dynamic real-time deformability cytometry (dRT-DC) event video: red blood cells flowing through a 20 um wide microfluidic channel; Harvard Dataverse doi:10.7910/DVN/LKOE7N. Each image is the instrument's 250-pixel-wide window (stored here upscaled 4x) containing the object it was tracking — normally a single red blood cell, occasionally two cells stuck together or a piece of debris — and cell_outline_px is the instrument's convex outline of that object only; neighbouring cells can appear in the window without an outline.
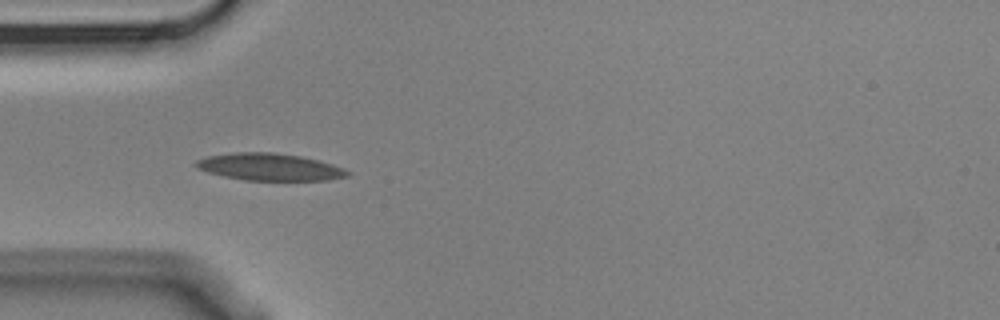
{"species": "Egyptian fruit bat (a non-hibernating species)", "species_latin": "Rousettus aegyptiacus", "temperature_condition": "cold", "stored_images_in_passage": 4, "camera_frame_rate_fps": 3000, "um_per_image_px": 0.085, "animal": {"sex": "male"}, "frame": {"image": 1, "passage_image": 3, "time_ms": 0.667, "image_size_px": [1000, 320], "cell_outline_px": [[352, 176], [328, 180], [244, 180], [224, 176], [208, 172], [196, 168], [196, 160], [208, 156], [236, 152], [272, 152], [300, 156], [332, 164], [344, 168], [352, 172]], "centroid_in_image_um": [22.96, 14.2], "position_along_channel_um": 62.0, "area_um2": 23.93}}
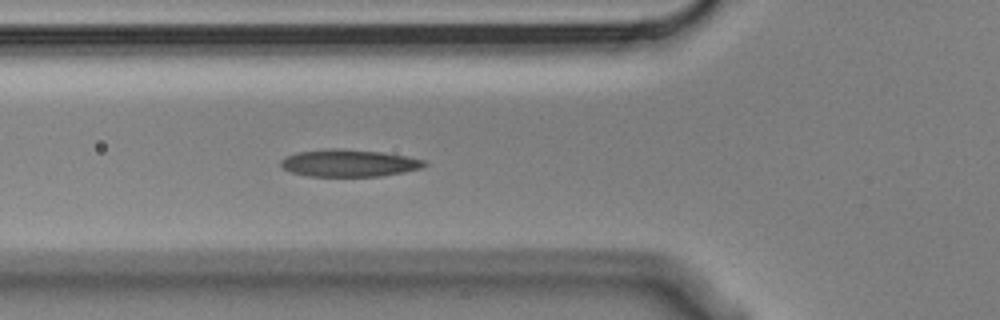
{"frame": {"image": 2, "passage_image": 4, "time_ms": 1.0, "image_size_px": [1000, 320], "cell_outline_px": [[428, 164], [424, 168], [404, 172], [380, 176], [308, 176], [292, 172], [284, 168], [280, 164], [280, 160], [296, 152], [328, 148], [336, 148], [380, 152], [404, 156], [424, 160]], "centroid_in_image_um": [29.67, 13.86], "position_along_channel_um": 96.1, "area_um2": 22.66}}